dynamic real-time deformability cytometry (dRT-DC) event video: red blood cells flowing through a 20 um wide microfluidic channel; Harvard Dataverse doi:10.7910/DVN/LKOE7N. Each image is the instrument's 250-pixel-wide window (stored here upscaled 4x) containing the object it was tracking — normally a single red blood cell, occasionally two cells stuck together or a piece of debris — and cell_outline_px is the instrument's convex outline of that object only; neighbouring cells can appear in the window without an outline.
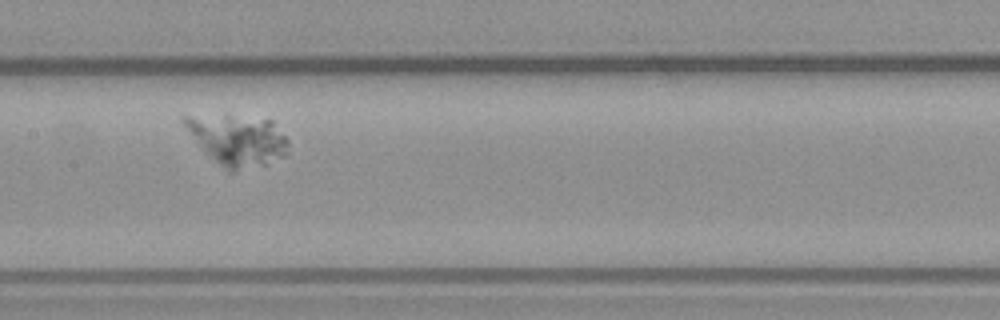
{"species": "common noctule bat (a hibernating species)", "species_latin": "Nyctalus noctula", "temperature_condition": "warm", "stored_images_in_passage": 29, "camera_frame_rate_fps": 3000, "um_per_image_px": 0.085, "animal": {"sex": "male", "body_mass_g": 23.1, "forearm_length_mm": 52.7}, "frame": {"image": 1, "passage_image": 15, "time_ms": 4.667, "image_size_px": [1000, 320], "cell_outline_px": [[288, 152], [284, 156], [264, 164], [232, 172], [220, 164], [200, 144], [180, 120], [180, 116], [228, 116], [272, 120], [288, 140]], "centroid_in_image_um": [20.24, 11.89], "position_along_channel_um": 187.2, "area_um2": 29.54}}
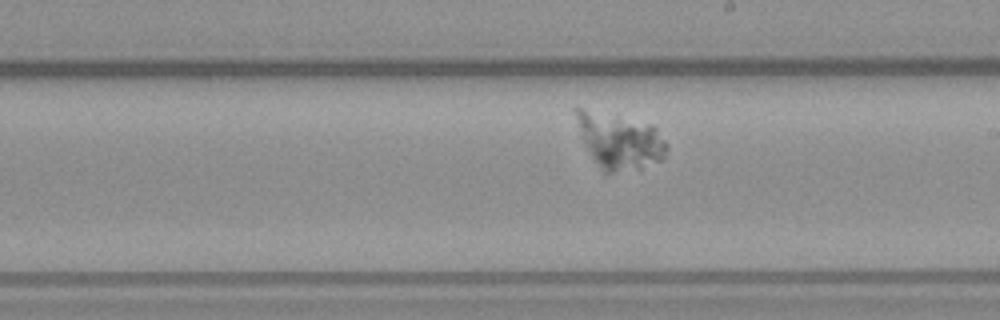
{"frame": {"image": 2, "passage_image": 19, "time_ms": 6.0, "image_size_px": [1000, 320], "cell_outline_px": [[668, 148], [664, 160], [640, 168], [608, 172], [604, 172], [592, 156], [584, 140], [576, 116], [576, 108], [580, 108], [652, 124], [656, 128], [668, 144]], "centroid_in_image_um": [52.76, 11.99], "position_along_channel_um": 236.2, "area_um2": 28.44}}
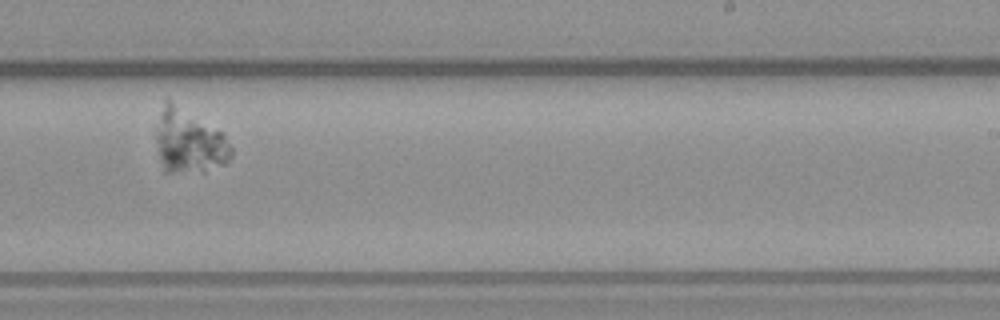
{"frame": {"image": 3, "passage_image": 22, "time_ms": 7.0, "image_size_px": [1000, 320], "cell_outline_px": [[232, 156], [224, 164], [204, 172], [164, 172], [156, 140], [156, 132], [164, 96], [168, 96], [224, 132], [232, 148]], "centroid_in_image_um": [16.08, 11.95], "position_along_channel_um": 272.9, "area_um2": 28.67}}